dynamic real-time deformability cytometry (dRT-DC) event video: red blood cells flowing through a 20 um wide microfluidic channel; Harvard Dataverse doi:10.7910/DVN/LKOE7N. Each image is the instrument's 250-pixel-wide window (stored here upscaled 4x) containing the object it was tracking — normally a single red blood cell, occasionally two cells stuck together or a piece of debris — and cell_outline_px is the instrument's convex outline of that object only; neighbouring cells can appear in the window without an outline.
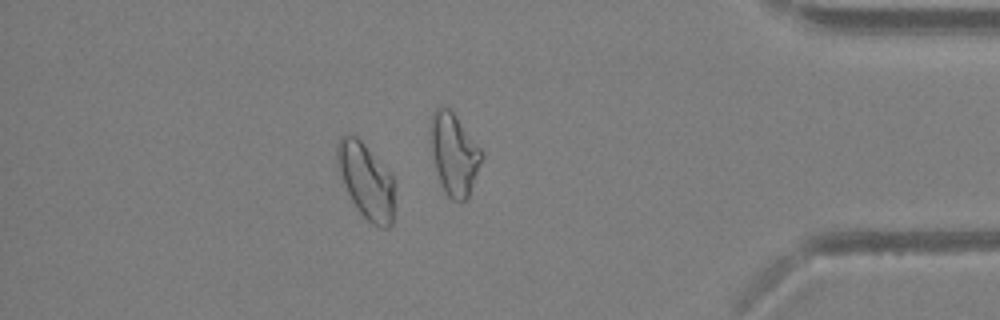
{"species": "Egyptian fruit bat (a non-hibernating species)", "species_latin": "Rousettus aegyptiacus", "temperature_condition": "warm", "stored_images_in_passage": 34, "camera_frame_rate_fps": 3000, "um_per_image_px": 0.085, "animal": {"sex": "female"}, "frame": {"image": 1, "passage_image": 29, "time_ms": 9.333, "image_size_px": [1000, 320], "cell_outline_px": [[392, 224], [388, 228], [380, 228], [372, 224], [360, 212], [352, 200], [336, 168], [336, 144], [340, 136], [352, 132], [392, 172]], "centroid_in_image_um": [31.07, 15.3], "position_along_channel_um": 404.1, "area_um2": 25.26}}